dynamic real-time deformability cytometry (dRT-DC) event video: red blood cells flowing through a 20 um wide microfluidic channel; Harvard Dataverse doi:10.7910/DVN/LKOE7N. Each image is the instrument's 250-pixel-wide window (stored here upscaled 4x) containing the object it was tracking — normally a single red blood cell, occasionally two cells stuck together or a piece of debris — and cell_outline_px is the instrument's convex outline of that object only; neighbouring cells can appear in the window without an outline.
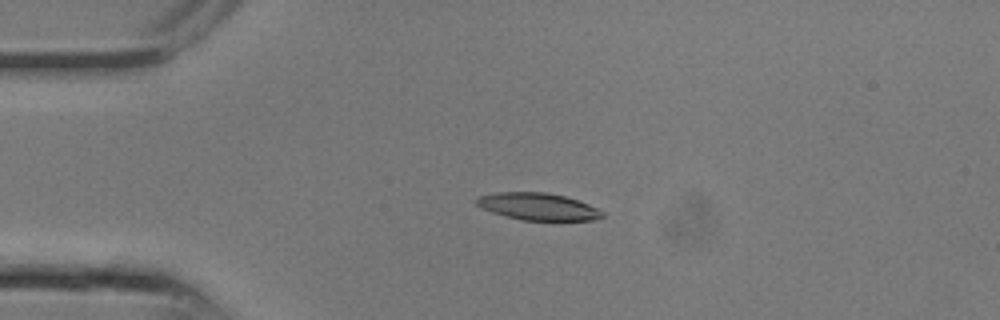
{"species": "common noctule bat (a hibernating species)", "species_latin": "Nyctalus noctula", "temperature_condition": "room temperature", "stored_images_in_passage": 20, "camera_frame_rate_fps": 3000, "um_per_image_px": 0.085, "animal": {"sex": "male", "body_mass_g": 13.3}, "frame": {"image": 1, "passage_image": 1, "time_ms": 0.0, "image_size_px": [1000, 320], "cell_outline_px": [[604, 216], [592, 220], [524, 220], [492, 212], [476, 204], [472, 200], [476, 196], [496, 192], [544, 192], [564, 196], [588, 204], [604, 212]], "centroid_in_image_um": [45.68, 17.54], "position_along_channel_um": 39.3, "area_um2": 19.71}}
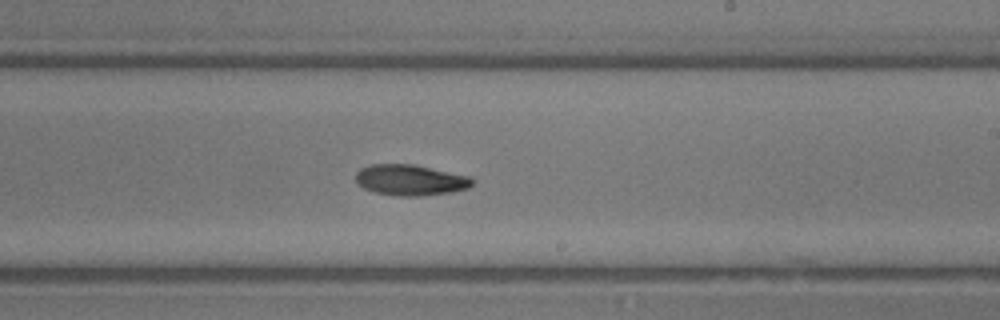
{"frame": {"image": 2, "passage_image": 10, "time_ms": 3.0, "image_size_px": [1000, 320], "cell_outline_px": [[472, 184], [468, 188], [452, 192], [424, 196], [396, 196], [376, 192], [364, 188], [356, 180], [356, 172], [360, 168], [368, 164], [412, 164], [468, 176], [472, 180]], "centroid_in_image_um": [34.85, 15.3], "position_along_channel_um": 254.1, "area_um2": 20.81}}
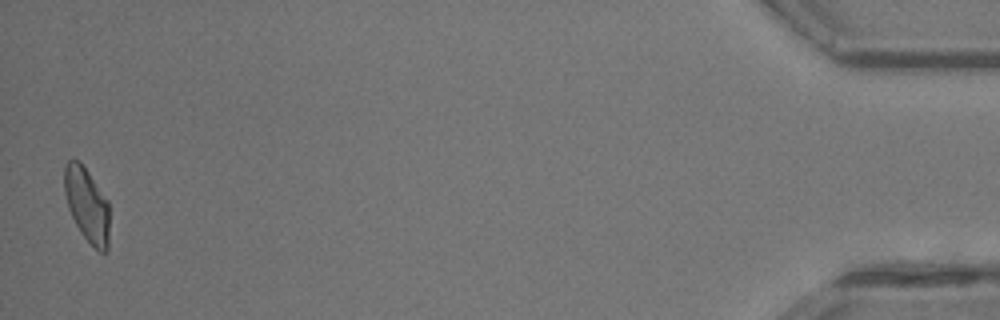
{"frame": {"image": 3, "passage_image": 20, "time_ms": 6.333, "image_size_px": [1000, 320], "cell_outline_px": [[108, 248], [104, 252], [100, 252], [80, 232], [68, 208], [64, 192], [64, 164], [68, 160], [80, 160], [108, 200]], "centroid_in_image_um": [7.37, 17.35], "position_along_channel_um": 427.8, "area_um2": 19.36}}